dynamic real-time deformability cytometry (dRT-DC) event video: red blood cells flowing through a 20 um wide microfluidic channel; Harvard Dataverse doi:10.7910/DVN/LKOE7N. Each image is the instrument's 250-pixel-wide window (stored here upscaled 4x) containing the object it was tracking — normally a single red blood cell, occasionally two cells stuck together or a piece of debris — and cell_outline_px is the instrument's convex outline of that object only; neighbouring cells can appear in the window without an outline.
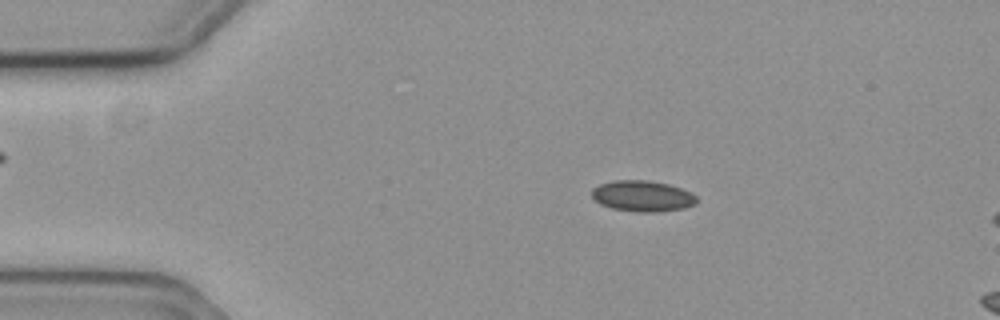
{"species": "common noctule bat (a hibernating species)", "species_latin": "Nyctalus noctula", "temperature_condition": "cold", "stored_images_in_passage": 58, "camera_frame_rate_fps": 3000, "um_per_image_px": 0.085, "animal": {"sex": "female", "body_mass_g": 19.3, "forearm_length_mm": 54.1}, "frame": {"image": 1, "passage_image": 11, "time_ms": 3.333, "image_size_px": [1000, 320], "cell_outline_px": [[696, 204], [684, 208], [656, 212], [636, 212], [612, 208], [600, 204], [592, 196], [592, 188], [600, 184], [616, 180], [648, 180], [668, 184], [692, 192], [696, 196]], "centroid_in_image_um": [54.62, 16.66], "position_along_channel_um": 30.4, "area_um2": 18.9}}
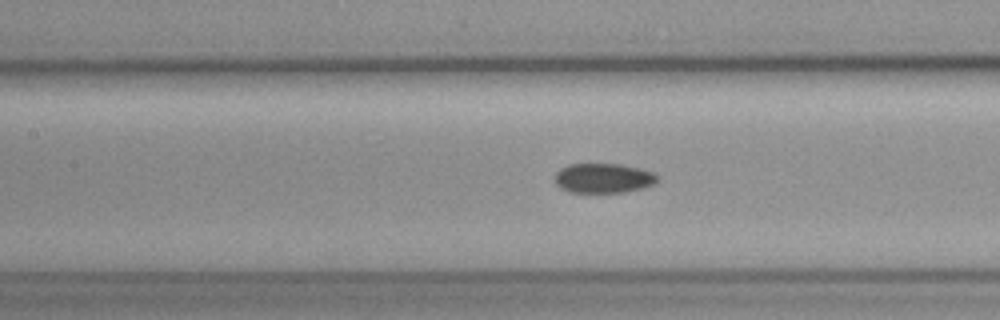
{"frame": {"image": 2, "passage_image": 26, "time_ms": 8.333, "image_size_px": [1000, 320], "cell_outline_px": [[660, 176], [652, 184], [640, 188], [624, 192], [568, 192], [560, 188], [556, 184], [556, 172], [560, 168], [568, 164], [620, 164], [640, 168], [652, 172]], "centroid_in_image_um": [51.26, 15.13], "position_along_channel_um": 156.1, "area_um2": 17.63}}
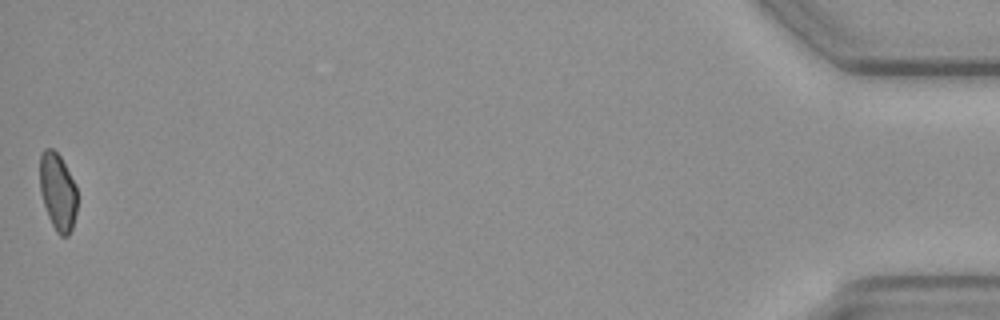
{"frame": {"image": 3, "passage_image": 58, "time_ms": 19.0, "image_size_px": [1000, 320], "cell_outline_px": [[76, 212], [72, 228], [68, 236], [60, 236], [56, 232], [48, 216], [40, 192], [40, 152], [44, 148], [52, 148], [60, 156], [76, 184]], "centroid_in_image_um": [4.9, 16.28], "position_along_channel_um": 430.3, "area_um2": 16.88}, "authors_computed_cell_mechanics": {"area_um2": 17.9469, "velocity_mm_per_s": 3.558, "shape_relaxation_time_tau1_ms": null, "shape_relaxation_time_tau2_ms": 5.4878, "deformation_change_tau1": null, "deformation_change_tau2": 0.0949}}